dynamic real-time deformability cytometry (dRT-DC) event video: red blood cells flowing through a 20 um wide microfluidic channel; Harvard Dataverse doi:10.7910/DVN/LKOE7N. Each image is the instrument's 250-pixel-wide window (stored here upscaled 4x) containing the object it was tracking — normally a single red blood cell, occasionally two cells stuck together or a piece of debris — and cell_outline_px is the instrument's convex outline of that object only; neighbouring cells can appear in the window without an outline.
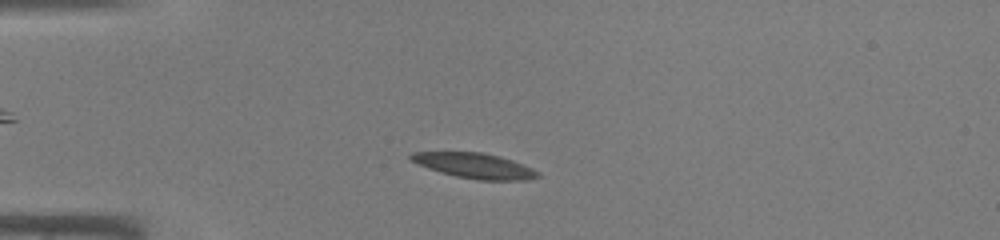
{"species": "common noctule bat (a hibernating species)", "species_latin": "Nyctalus noctula", "temperature_condition": "warm", "stored_images_in_passage": 38, "camera_frame_rate_fps": 3000, "um_per_image_px": 0.085, "animal": {"sex": "male", "body_mass_g": 19.0, "forearm_length_mm": 50.8}, "frame": {"image": 1, "passage_image": 3, "time_ms": 0.667, "image_size_px": [1000, 240], "cell_outline_px": [[540, 176], [524, 180], [480, 180], [456, 176], [440, 172], [428, 168], [412, 160], [408, 156], [412, 152], [484, 152], [512, 160], [532, 168], [540, 172]], "centroid_in_image_um": [40.36, 14.08], "position_along_channel_um": 44.6, "area_um2": 18.44}}
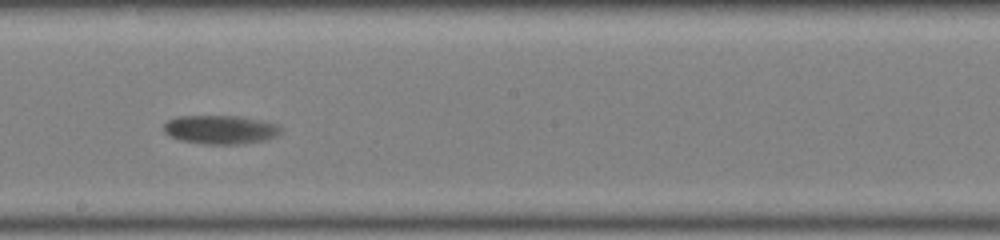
{"frame": {"image": 2, "passage_image": 18, "time_ms": 5.667, "image_size_px": [1000, 240], "cell_outline_px": [[280, 132], [276, 136], [264, 140], [240, 144], [204, 144], [180, 140], [168, 136], [164, 132], [164, 124], [168, 120], [176, 116], [236, 116], [272, 124], [280, 128]], "centroid_in_image_um": [18.63, 11.03], "position_along_channel_um": 229.6, "area_um2": 19.25}}
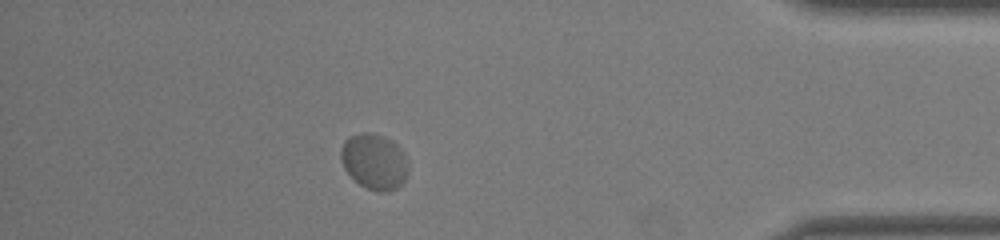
{"frame": {"image": 3, "passage_image": 33, "time_ms": 10.667, "image_size_px": [1000, 240], "cell_outline_px": [[408, 172], [404, 180], [396, 188], [388, 192], [376, 192], [360, 184], [344, 168], [340, 160], [340, 148], [344, 140], [348, 136], [360, 132], [372, 132], [392, 140], [404, 152], [408, 160]], "centroid_in_image_um": [31.81, 13.71], "position_along_channel_um": 403.4, "area_um2": 22.14}}